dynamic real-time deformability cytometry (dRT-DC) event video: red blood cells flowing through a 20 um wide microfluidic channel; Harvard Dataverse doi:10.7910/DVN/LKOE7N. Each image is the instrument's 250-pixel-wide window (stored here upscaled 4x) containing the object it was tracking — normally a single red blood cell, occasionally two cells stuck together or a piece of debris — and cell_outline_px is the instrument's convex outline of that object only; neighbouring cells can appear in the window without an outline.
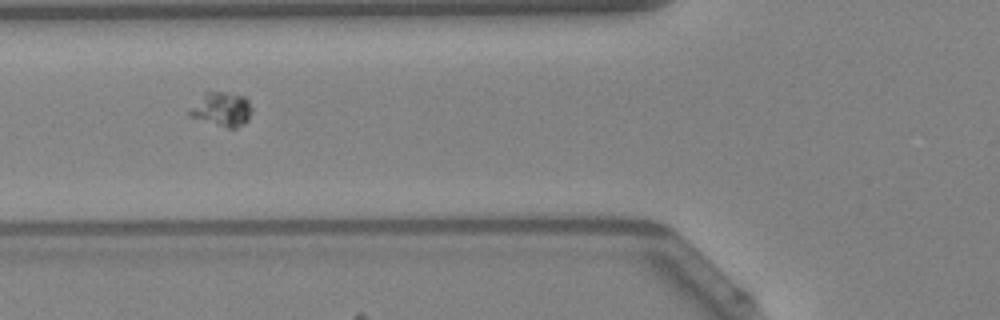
{"species": "Egyptian fruit bat (a non-hibernating species)", "species_latin": "Rousettus aegyptiacus", "temperature_condition": "warm", "stored_images_in_passage": 34, "camera_frame_rate_fps": 3000, "um_per_image_px": 0.085, "animal": {"sex": "female"}, "frame": {"image": 1, "passage_image": 6, "time_ms": 1.667, "image_size_px": [1000, 320], "cell_outline_px": [[252, 112], [248, 120], [244, 124], [236, 128], [228, 128], [192, 116], [188, 112], [204, 92], [220, 92], [244, 96], [248, 100], [252, 108]], "centroid_in_image_um": [18.91, 9.28], "position_along_channel_um": 106.9, "area_um2": 12.02}}